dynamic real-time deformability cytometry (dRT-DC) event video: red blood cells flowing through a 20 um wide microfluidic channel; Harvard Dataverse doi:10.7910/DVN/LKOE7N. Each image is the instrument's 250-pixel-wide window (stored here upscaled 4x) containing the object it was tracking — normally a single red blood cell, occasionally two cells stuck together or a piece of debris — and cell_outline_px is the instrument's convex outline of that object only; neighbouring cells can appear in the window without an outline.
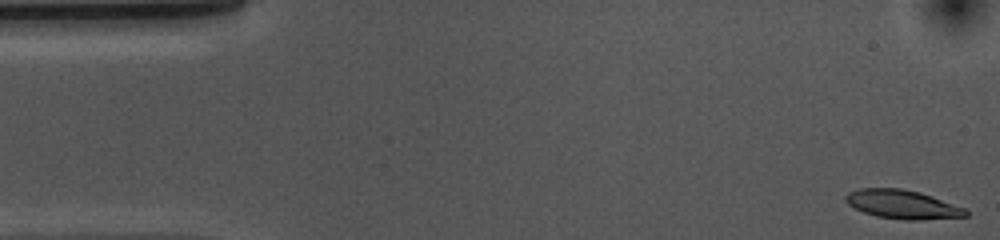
{"species": "common noctule bat (a hibernating species)", "species_latin": "Nyctalus noctula", "temperature_condition": "cold", "stored_images_in_passage": 53, "camera_frame_rate_fps": 3000, "um_per_image_px": 0.085, "animal": {"sex": "female", "body_mass_g": 10.0, "forearm_length_mm": 53.1}, "frame": {"image": 1, "passage_image": 1, "time_ms": 0.0, "image_size_px": [1000, 240], "cell_outline_px": [[968, 216], [920, 220], [904, 220], [876, 216], [864, 212], [848, 204], [844, 200], [844, 196], [848, 192], [860, 188], [900, 188], [920, 192], [932, 196], [964, 208], [968, 212]], "centroid_in_image_um": [76.68, 17.37], "position_along_channel_um": 8.3, "area_um2": 20.11}}
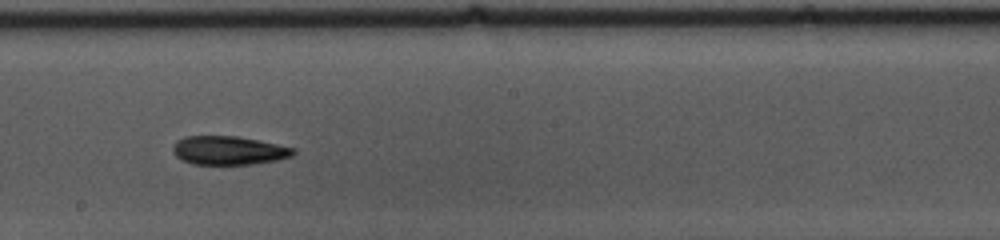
{"frame": {"image": 2, "passage_image": 28, "time_ms": 9.0, "image_size_px": [1000, 240], "cell_outline_px": [[296, 152], [292, 156], [276, 160], [252, 164], [192, 164], [176, 156], [172, 152], [172, 148], [176, 140], [184, 136], [236, 136], [296, 148]], "centroid_in_image_um": [19.42, 12.78], "position_along_channel_um": 228.8, "area_um2": 20.06}}
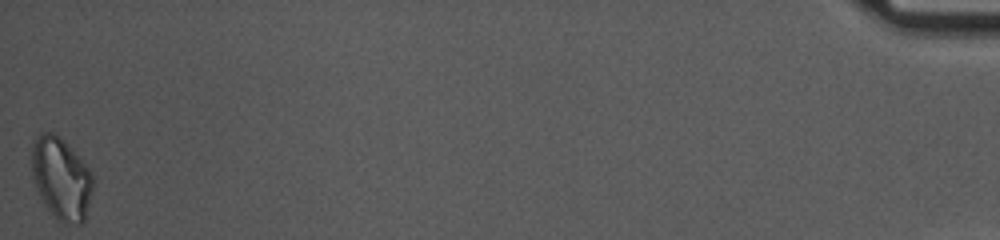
{"frame": {"image": 3, "passage_image": 53, "time_ms": 17.333, "image_size_px": [1000, 240], "cell_outline_px": [[92, 192], [84, 220], [80, 224], [60, 224], [48, 212], [36, 188], [32, 176], [32, 144], [36, 136], [40, 132], [52, 132], [64, 140], [84, 160], [92, 172]], "centroid_in_image_um": [5.2, 15.18], "position_along_channel_um": 430.0, "area_um2": 29.77}, "authors_computed_cell_mechanics": {"area_um2": 20.519, "velocity_mm_per_s": 3.6531, "shape_relaxation_time_tau1_ms": 3.5859, "shape_relaxation_time_tau2_ms": null, "deformation_change_tau1": 0.1195, "deformation_change_tau2": null}}